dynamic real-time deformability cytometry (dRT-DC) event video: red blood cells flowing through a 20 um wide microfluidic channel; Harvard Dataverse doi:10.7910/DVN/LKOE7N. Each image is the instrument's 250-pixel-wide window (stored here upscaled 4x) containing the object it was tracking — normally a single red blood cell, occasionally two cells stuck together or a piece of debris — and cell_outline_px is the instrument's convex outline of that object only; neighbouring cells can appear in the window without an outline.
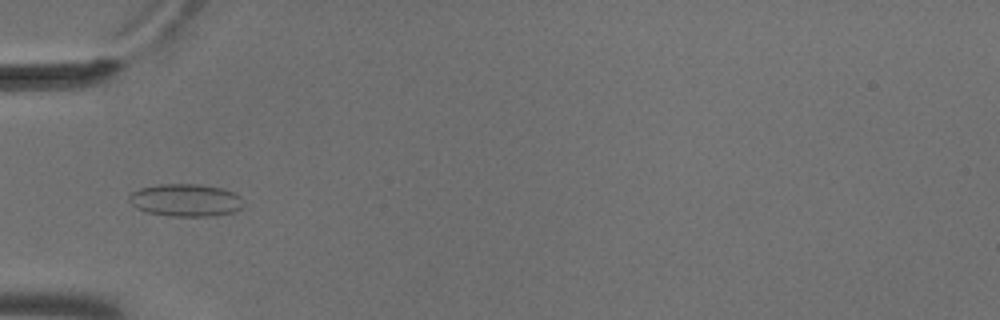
{"species": "common noctule bat (a hibernating species)", "species_latin": "Nyctalus noctula", "temperature_condition": "cold", "stored_images_in_passage": 7, "camera_frame_rate_fps": 3000, "um_per_image_px": 0.085, "animal": {"sex": "male", "body_mass_g": 18.8}, "frame": {"image": 1, "passage_image": 5, "time_ms": 1.333, "image_size_px": [1000, 320], "cell_outline_px": [[244, 204], [240, 208], [232, 212], [212, 216], [172, 216], [148, 212], [136, 208], [128, 200], [128, 196], [132, 192], [140, 188], [156, 184], [200, 184], [220, 188], [232, 192], [240, 196], [244, 200]], "centroid_in_image_um": [15.77, 17.01], "position_along_channel_um": 69.2, "area_um2": 21.68}}
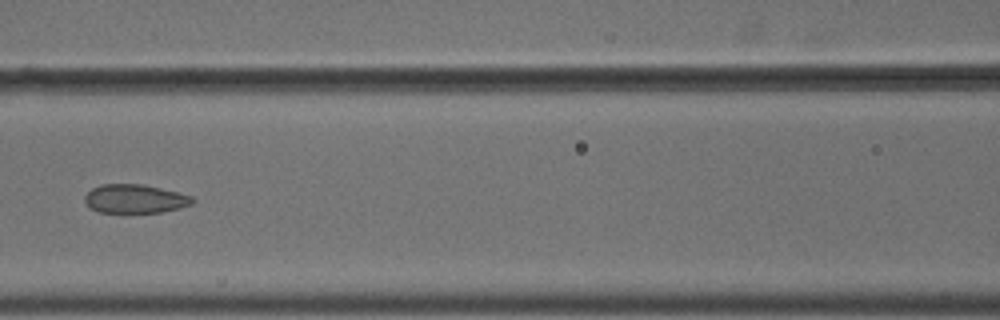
{"frame": {"image": 2, "passage_image": 7, "time_ms": 2.0, "image_size_px": [1000, 320], "cell_outline_px": [[196, 200], [192, 204], [160, 212], [96, 212], [84, 200], [84, 196], [92, 188], [100, 184], [140, 184], [160, 188], [192, 196]], "centroid_in_image_um": [11.45, 16.89], "position_along_channel_um": 155.2, "area_um2": 17.8}}